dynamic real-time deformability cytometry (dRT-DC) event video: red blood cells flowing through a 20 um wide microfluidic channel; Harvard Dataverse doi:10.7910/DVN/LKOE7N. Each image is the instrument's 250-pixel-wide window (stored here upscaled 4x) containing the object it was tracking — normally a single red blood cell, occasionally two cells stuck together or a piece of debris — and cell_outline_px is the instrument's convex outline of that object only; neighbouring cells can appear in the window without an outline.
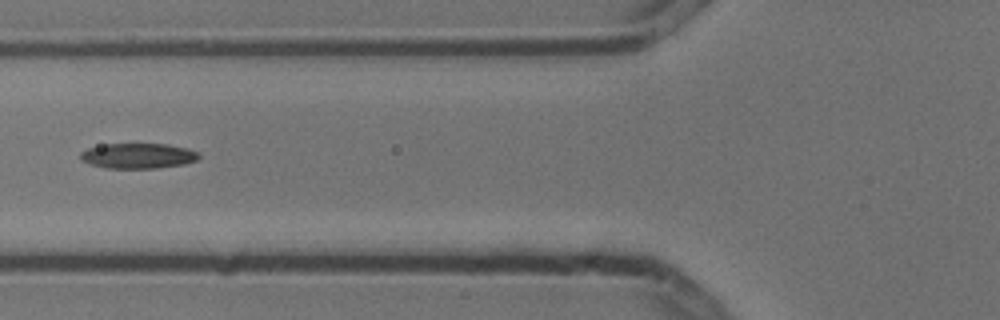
{"species": "common noctule bat (a hibernating species)", "species_latin": "Nyctalus noctula", "temperature_condition": "cold", "stored_images_in_passage": 5, "camera_frame_rate_fps": 3000, "um_per_image_px": 0.085, "animal": {"sex": "male", "body_mass_g": 13.3}, "frame": {"image": 1, "passage_image": 4, "time_ms": 1.0, "image_size_px": [1000, 320], "cell_outline_px": [[200, 156], [196, 160], [184, 164], [156, 168], [104, 168], [92, 164], [84, 160], [80, 156], [80, 152], [88, 148], [104, 144], [168, 144], [188, 148], [200, 152]], "centroid_in_image_um": [11.78, 13.24], "position_along_channel_um": 114.0, "area_um2": 17.4}}
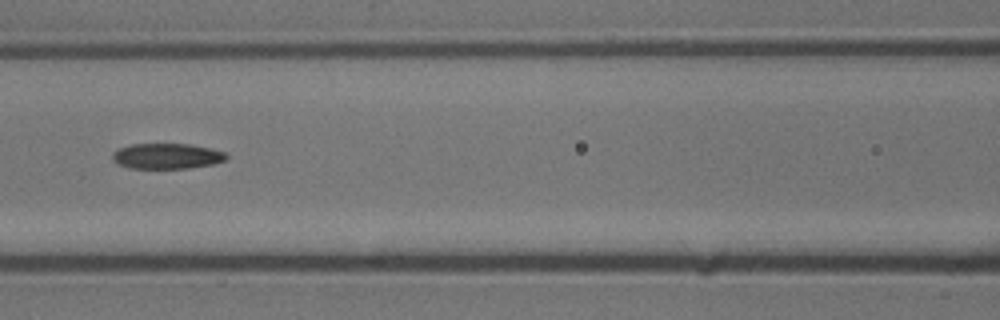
{"frame": {"image": 2, "passage_image": 5, "time_ms": 1.333, "image_size_px": [1000, 320], "cell_outline_px": [[228, 156], [224, 160], [212, 164], [188, 168], [128, 168], [116, 164], [112, 160], [112, 152], [120, 148], [132, 144], [188, 144], [208, 148], [224, 152]], "centroid_in_image_um": [14.12, 13.27], "position_along_channel_um": 152.5, "area_um2": 16.82}}